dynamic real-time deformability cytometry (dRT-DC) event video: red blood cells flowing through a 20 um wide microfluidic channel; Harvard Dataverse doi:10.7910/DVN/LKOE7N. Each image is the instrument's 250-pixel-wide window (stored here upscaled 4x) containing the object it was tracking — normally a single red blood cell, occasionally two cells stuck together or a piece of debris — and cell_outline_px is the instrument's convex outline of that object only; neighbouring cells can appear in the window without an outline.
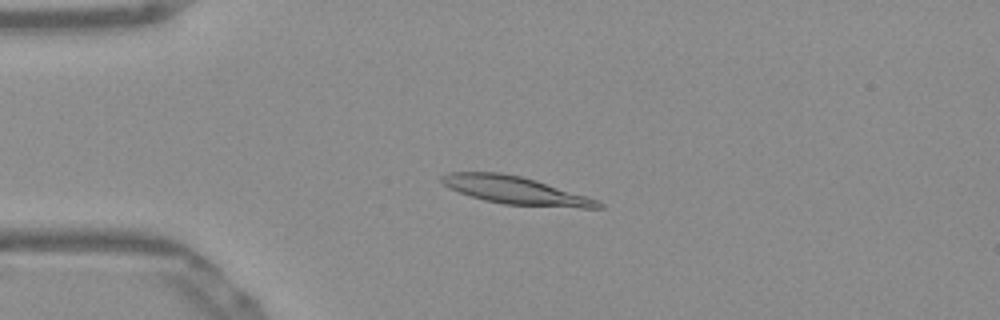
{"species": "Egyptian fruit bat (a non-hibernating species)", "species_latin": "Rousettus aegyptiacus", "temperature_condition": "warm", "stored_images_in_passage": 51, "camera_frame_rate_fps": 3000, "um_per_image_px": 0.085, "frame": {"image": 1, "passage_image": 11, "time_ms": 3.333, "image_size_px": [1000, 320], "cell_outline_px": [[604, 208], [580, 208], [504, 204], [484, 200], [448, 188], [440, 180], [440, 176], [448, 172], [500, 172], [520, 176], [536, 180], [596, 200], [604, 204]], "centroid_in_image_um": [43.77, 16.17], "position_along_channel_um": 41.2, "area_um2": 25.03}}
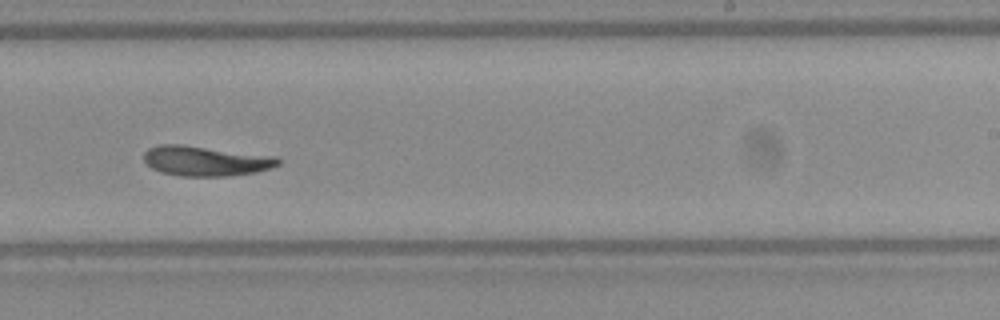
{"frame": {"image": 2, "passage_image": 31, "time_ms": 10.0, "image_size_px": [1000, 320], "cell_outline_px": [[280, 164], [272, 168], [256, 172], [228, 176], [180, 176], [160, 172], [152, 168], [144, 160], [144, 152], [148, 148], [160, 144], [180, 144], [276, 156], [280, 160]], "centroid_in_image_um": [17.48, 13.68], "position_along_channel_um": 271.5, "area_um2": 23.52}}
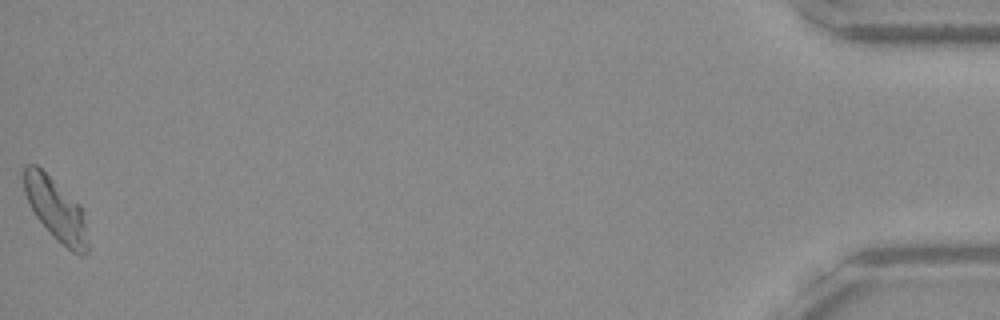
{"frame": {"image": 3, "passage_image": 51, "time_ms": 16.667, "image_size_px": [1000, 320], "cell_outline_px": [[88, 252], [84, 256], [80, 256], [72, 252], [36, 216], [24, 192], [20, 172], [28, 164], [36, 164], [80, 204], [88, 244]], "centroid_in_image_um": [4.71, 17.73], "position_along_channel_um": 430.5, "area_um2": 22.6}, "authors_computed_cell_mechanics": {"area_um2": 23.3512, "velocity_mm_per_s": 3.8478, "shape_relaxation_time_tau1_ms": 9.2235, "shape_relaxation_time_tau2_ms": 10.41, "deformation_change_tau1": 0.2478, "deformation_change_tau2": 0.1981}}